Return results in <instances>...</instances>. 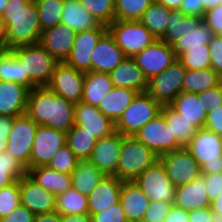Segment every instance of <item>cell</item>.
<instances>
[{"label":"cell","instance_id":"1","mask_svg":"<svg viewBox=\"0 0 222 222\" xmlns=\"http://www.w3.org/2000/svg\"><path fill=\"white\" fill-rule=\"evenodd\" d=\"M74 106L48 86L29 90L26 114L37 124L67 133L74 125Z\"/></svg>","mask_w":222,"mask_h":222},{"label":"cell","instance_id":"2","mask_svg":"<svg viewBox=\"0 0 222 222\" xmlns=\"http://www.w3.org/2000/svg\"><path fill=\"white\" fill-rule=\"evenodd\" d=\"M5 27V49L39 43L42 26L34 0H9L2 15Z\"/></svg>","mask_w":222,"mask_h":222},{"label":"cell","instance_id":"3","mask_svg":"<svg viewBox=\"0 0 222 222\" xmlns=\"http://www.w3.org/2000/svg\"><path fill=\"white\" fill-rule=\"evenodd\" d=\"M22 64L23 77L35 88L48 86L59 63L39 43L10 49Z\"/></svg>","mask_w":222,"mask_h":222},{"label":"cell","instance_id":"4","mask_svg":"<svg viewBox=\"0 0 222 222\" xmlns=\"http://www.w3.org/2000/svg\"><path fill=\"white\" fill-rule=\"evenodd\" d=\"M159 161V156L134 136H123L116 177L122 181H133L147 168Z\"/></svg>","mask_w":222,"mask_h":222},{"label":"cell","instance_id":"5","mask_svg":"<svg viewBox=\"0 0 222 222\" xmlns=\"http://www.w3.org/2000/svg\"><path fill=\"white\" fill-rule=\"evenodd\" d=\"M201 168V174L222 172V136L204 128L185 146Z\"/></svg>","mask_w":222,"mask_h":222},{"label":"cell","instance_id":"6","mask_svg":"<svg viewBox=\"0 0 222 222\" xmlns=\"http://www.w3.org/2000/svg\"><path fill=\"white\" fill-rule=\"evenodd\" d=\"M162 107L147 92L138 93L115 123V131L123 136H133L142 126L160 114Z\"/></svg>","mask_w":222,"mask_h":222},{"label":"cell","instance_id":"7","mask_svg":"<svg viewBox=\"0 0 222 222\" xmlns=\"http://www.w3.org/2000/svg\"><path fill=\"white\" fill-rule=\"evenodd\" d=\"M107 31L126 57H134L157 40L140 21L115 20Z\"/></svg>","mask_w":222,"mask_h":222},{"label":"cell","instance_id":"8","mask_svg":"<svg viewBox=\"0 0 222 222\" xmlns=\"http://www.w3.org/2000/svg\"><path fill=\"white\" fill-rule=\"evenodd\" d=\"M186 69L176 59L166 70L148 80L147 93L162 106L169 105L183 88Z\"/></svg>","mask_w":222,"mask_h":222},{"label":"cell","instance_id":"9","mask_svg":"<svg viewBox=\"0 0 222 222\" xmlns=\"http://www.w3.org/2000/svg\"><path fill=\"white\" fill-rule=\"evenodd\" d=\"M138 141L152 149L159 157L182 146L176 141L162 113L142 126L133 135Z\"/></svg>","mask_w":222,"mask_h":222},{"label":"cell","instance_id":"10","mask_svg":"<svg viewBox=\"0 0 222 222\" xmlns=\"http://www.w3.org/2000/svg\"><path fill=\"white\" fill-rule=\"evenodd\" d=\"M38 125L27 115L14 117L8 137L7 152L30 169L31 150Z\"/></svg>","mask_w":222,"mask_h":222},{"label":"cell","instance_id":"11","mask_svg":"<svg viewBox=\"0 0 222 222\" xmlns=\"http://www.w3.org/2000/svg\"><path fill=\"white\" fill-rule=\"evenodd\" d=\"M159 161L176 187L191 183L201 175L199 164L185 147L161 155Z\"/></svg>","mask_w":222,"mask_h":222},{"label":"cell","instance_id":"12","mask_svg":"<svg viewBox=\"0 0 222 222\" xmlns=\"http://www.w3.org/2000/svg\"><path fill=\"white\" fill-rule=\"evenodd\" d=\"M133 181L148 196L150 201L161 200L173 204L176 186L168 178L160 161L147 168Z\"/></svg>","mask_w":222,"mask_h":222},{"label":"cell","instance_id":"13","mask_svg":"<svg viewBox=\"0 0 222 222\" xmlns=\"http://www.w3.org/2000/svg\"><path fill=\"white\" fill-rule=\"evenodd\" d=\"M133 58L147 80L166 70L176 60L172 45L163 40H155Z\"/></svg>","mask_w":222,"mask_h":222},{"label":"cell","instance_id":"14","mask_svg":"<svg viewBox=\"0 0 222 222\" xmlns=\"http://www.w3.org/2000/svg\"><path fill=\"white\" fill-rule=\"evenodd\" d=\"M85 73L75 70L65 62H59L53 72L48 87L58 96L68 101H82Z\"/></svg>","mask_w":222,"mask_h":222},{"label":"cell","instance_id":"15","mask_svg":"<svg viewBox=\"0 0 222 222\" xmlns=\"http://www.w3.org/2000/svg\"><path fill=\"white\" fill-rule=\"evenodd\" d=\"M107 32V26L99 24L96 28L77 32L72 51L65 60L68 66L87 73L91 71V54L99 39Z\"/></svg>","mask_w":222,"mask_h":222},{"label":"cell","instance_id":"16","mask_svg":"<svg viewBox=\"0 0 222 222\" xmlns=\"http://www.w3.org/2000/svg\"><path fill=\"white\" fill-rule=\"evenodd\" d=\"M65 144L66 133L38 125L31 150L30 168L47 166L57 151Z\"/></svg>","mask_w":222,"mask_h":222},{"label":"cell","instance_id":"17","mask_svg":"<svg viewBox=\"0 0 222 222\" xmlns=\"http://www.w3.org/2000/svg\"><path fill=\"white\" fill-rule=\"evenodd\" d=\"M20 204L33 214H44L56 211V195L48 192L28 174L19 178Z\"/></svg>","mask_w":222,"mask_h":222},{"label":"cell","instance_id":"18","mask_svg":"<svg viewBox=\"0 0 222 222\" xmlns=\"http://www.w3.org/2000/svg\"><path fill=\"white\" fill-rule=\"evenodd\" d=\"M122 137V134L115 131L98 139L87 161L94 164L104 175L116 176Z\"/></svg>","mask_w":222,"mask_h":222},{"label":"cell","instance_id":"19","mask_svg":"<svg viewBox=\"0 0 222 222\" xmlns=\"http://www.w3.org/2000/svg\"><path fill=\"white\" fill-rule=\"evenodd\" d=\"M74 123L84 128V131L94 134L97 139L115 132V123L104 116L97 106L82 101L75 103Z\"/></svg>","mask_w":222,"mask_h":222},{"label":"cell","instance_id":"20","mask_svg":"<svg viewBox=\"0 0 222 222\" xmlns=\"http://www.w3.org/2000/svg\"><path fill=\"white\" fill-rule=\"evenodd\" d=\"M76 33L68 25L60 23L43 30L39 44L58 62H65L72 51Z\"/></svg>","mask_w":222,"mask_h":222},{"label":"cell","instance_id":"21","mask_svg":"<svg viewBox=\"0 0 222 222\" xmlns=\"http://www.w3.org/2000/svg\"><path fill=\"white\" fill-rule=\"evenodd\" d=\"M123 181L116 176L105 175L87 196L88 213H99L120 202V191Z\"/></svg>","mask_w":222,"mask_h":222},{"label":"cell","instance_id":"22","mask_svg":"<svg viewBox=\"0 0 222 222\" xmlns=\"http://www.w3.org/2000/svg\"><path fill=\"white\" fill-rule=\"evenodd\" d=\"M126 56L107 31L96 44L91 54V71L110 73Z\"/></svg>","mask_w":222,"mask_h":222},{"label":"cell","instance_id":"23","mask_svg":"<svg viewBox=\"0 0 222 222\" xmlns=\"http://www.w3.org/2000/svg\"><path fill=\"white\" fill-rule=\"evenodd\" d=\"M150 199L134 181H123L120 191V204L127 222H140L145 217Z\"/></svg>","mask_w":222,"mask_h":222},{"label":"cell","instance_id":"24","mask_svg":"<svg viewBox=\"0 0 222 222\" xmlns=\"http://www.w3.org/2000/svg\"><path fill=\"white\" fill-rule=\"evenodd\" d=\"M173 205L186 211L211 206L205 178L200 175L191 183L176 187Z\"/></svg>","mask_w":222,"mask_h":222},{"label":"cell","instance_id":"25","mask_svg":"<svg viewBox=\"0 0 222 222\" xmlns=\"http://www.w3.org/2000/svg\"><path fill=\"white\" fill-rule=\"evenodd\" d=\"M29 89L22 84L0 80V115L26 114Z\"/></svg>","mask_w":222,"mask_h":222},{"label":"cell","instance_id":"26","mask_svg":"<svg viewBox=\"0 0 222 222\" xmlns=\"http://www.w3.org/2000/svg\"><path fill=\"white\" fill-rule=\"evenodd\" d=\"M109 75L113 87L130 88L138 93L147 91L148 80L133 57H126Z\"/></svg>","mask_w":222,"mask_h":222},{"label":"cell","instance_id":"27","mask_svg":"<svg viewBox=\"0 0 222 222\" xmlns=\"http://www.w3.org/2000/svg\"><path fill=\"white\" fill-rule=\"evenodd\" d=\"M203 104L198 94L182 91L169 106L198 129H201L205 125L208 112Z\"/></svg>","mask_w":222,"mask_h":222},{"label":"cell","instance_id":"28","mask_svg":"<svg viewBox=\"0 0 222 222\" xmlns=\"http://www.w3.org/2000/svg\"><path fill=\"white\" fill-rule=\"evenodd\" d=\"M137 94V91L130 88L113 87L97 107L104 116L116 123Z\"/></svg>","mask_w":222,"mask_h":222},{"label":"cell","instance_id":"29","mask_svg":"<svg viewBox=\"0 0 222 222\" xmlns=\"http://www.w3.org/2000/svg\"><path fill=\"white\" fill-rule=\"evenodd\" d=\"M27 174L56 196L72 188L71 174L58 172L48 166L31 167Z\"/></svg>","mask_w":222,"mask_h":222},{"label":"cell","instance_id":"30","mask_svg":"<svg viewBox=\"0 0 222 222\" xmlns=\"http://www.w3.org/2000/svg\"><path fill=\"white\" fill-rule=\"evenodd\" d=\"M61 23L76 32L96 28L99 23L79 0H65Z\"/></svg>","mask_w":222,"mask_h":222},{"label":"cell","instance_id":"31","mask_svg":"<svg viewBox=\"0 0 222 222\" xmlns=\"http://www.w3.org/2000/svg\"><path fill=\"white\" fill-rule=\"evenodd\" d=\"M113 84L109 73L90 71L85 73L82 102L98 106Z\"/></svg>","mask_w":222,"mask_h":222},{"label":"cell","instance_id":"32","mask_svg":"<svg viewBox=\"0 0 222 222\" xmlns=\"http://www.w3.org/2000/svg\"><path fill=\"white\" fill-rule=\"evenodd\" d=\"M202 23V17H191L185 15L180 10H170L166 35L162 40L172 45L186 33L195 31Z\"/></svg>","mask_w":222,"mask_h":222},{"label":"cell","instance_id":"33","mask_svg":"<svg viewBox=\"0 0 222 222\" xmlns=\"http://www.w3.org/2000/svg\"><path fill=\"white\" fill-rule=\"evenodd\" d=\"M104 176L94 164L79 161L71 174L72 188L88 196Z\"/></svg>","mask_w":222,"mask_h":222},{"label":"cell","instance_id":"34","mask_svg":"<svg viewBox=\"0 0 222 222\" xmlns=\"http://www.w3.org/2000/svg\"><path fill=\"white\" fill-rule=\"evenodd\" d=\"M170 9L156 0L145 10L139 20L157 40H162L166 35L167 22L169 21Z\"/></svg>","mask_w":222,"mask_h":222},{"label":"cell","instance_id":"35","mask_svg":"<svg viewBox=\"0 0 222 222\" xmlns=\"http://www.w3.org/2000/svg\"><path fill=\"white\" fill-rule=\"evenodd\" d=\"M219 83L220 75L211 67L202 70L186 69L182 91L198 94L207 89L219 86Z\"/></svg>","mask_w":222,"mask_h":222},{"label":"cell","instance_id":"36","mask_svg":"<svg viewBox=\"0 0 222 222\" xmlns=\"http://www.w3.org/2000/svg\"><path fill=\"white\" fill-rule=\"evenodd\" d=\"M97 140L94 134L84 131L79 125H74L66 133V144L80 161L88 160Z\"/></svg>","mask_w":222,"mask_h":222},{"label":"cell","instance_id":"37","mask_svg":"<svg viewBox=\"0 0 222 222\" xmlns=\"http://www.w3.org/2000/svg\"><path fill=\"white\" fill-rule=\"evenodd\" d=\"M161 113L170 126L172 134L176 137V141L182 147H185L196 134L198 128L193 123L183 118L182 115L173 110L169 105L163 106Z\"/></svg>","mask_w":222,"mask_h":222},{"label":"cell","instance_id":"38","mask_svg":"<svg viewBox=\"0 0 222 222\" xmlns=\"http://www.w3.org/2000/svg\"><path fill=\"white\" fill-rule=\"evenodd\" d=\"M214 36V32L203 22L195 31L186 33L172 44L176 59L189 52V49L204 48Z\"/></svg>","mask_w":222,"mask_h":222},{"label":"cell","instance_id":"39","mask_svg":"<svg viewBox=\"0 0 222 222\" xmlns=\"http://www.w3.org/2000/svg\"><path fill=\"white\" fill-rule=\"evenodd\" d=\"M0 80L22 84L29 90L34 88L23 77L22 64L10 49L0 50Z\"/></svg>","mask_w":222,"mask_h":222},{"label":"cell","instance_id":"40","mask_svg":"<svg viewBox=\"0 0 222 222\" xmlns=\"http://www.w3.org/2000/svg\"><path fill=\"white\" fill-rule=\"evenodd\" d=\"M56 212L60 215L88 213V199L74 188L56 196Z\"/></svg>","mask_w":222,"mask_h":222},{"label":"cell","instance_id":"41","mask_svg":"<svg viewBox=\"0 0 222 222\" xmlns=\"http://www.w3.org/2000/svg\"><path fill=\"white\" fill-rule=\"evenodd\" d=\"M27 174V168L7 151L0 152V189Z\"/></svg>","mask_w":222,"mask_h":222},{"label":"cell","instance_id":"42","mask_svg":"<svg viewBox=\"0 0 222 222\" xmlns=\"http://www.w3.org/2000/svg\"><path fill=\"white\" fill-rule=\"evenodd\" d=\"M42 31L61 23L65 0H34Z\"/></svg>","mask_w":222,"mask_h":222},{"label":"cell","instance_id":"43","mask_svg":"<svg viewBox=\"0 0 222 222\" xmlns=\"http://www.w3.org/2000/svg\"><path fill=\"white\" fill-rule=\"evenodd\" d=\"M155 0H115V20L139 21Z\"/></svg>","mask_w":222,"mask_h":222},{"label":"cell","instance_id":"44","mask_svg":"<svg viewBox=\"0 0 222 222\" xmlns=\"http://www.w3.org/2000/svg\"><path fill=\"white\" fill-rule=\"evenodd\" d=\"M99 24L108 26L115 21V0H79Z\"/></svg>","mask_w":222,"mask_h":222},{"label":"cell","instance_id":"45","mask_svg":"<svg viewBox=\"0 0 222 222\" xmlns=\"http://www.w3.org/2000/svg\"><path fill=\"white\" fill-rule=\"evenodd\" d=\"M178 60L185 69L202 70L210 67V51L208 45L204 48L189 49V52L182 54Z\"/></svg>","mask_w":222,"mask_h":222},{"label":"cell","instance_id":"46","mask_svg":"<svg viewBox=\"0 0 222 222\" xmlns=\"http://www.w3.org/2000/svg\"><path fill=\"white\" fill-rule=\"evenodd\" d=\"M79 161L69 146L65 144L57 151L47 166L58 172L72 174Z\"/></svg>","mask_w":222,"mask_h":222},{"label":"cell","instance_id":"47","mask_svg":"<svg viewBox=\"0 0 222 222\" xmlns=\"http://www.w3.org/2000/svg\"><path fill=\"white\" fill-rule=\"evenodd\" d=\"M20 204L19 179L0 189V219Z\"/></svg>","mask_w":222,"mask_h":222},{"label":"cell","instance_id":"48","mask_svg":"<svg viewBox=\"0 0 222 222\" xmlns=\"http://www.w3.org/2000/svg\"><path fill=\"white\" fill-rule=\"evenodd\" d=\"M171 202L165 201H150L149 207L145 211V217L143 220L150 222H163L169 212V209L172 207Z\"/></svg>","mask_w":222,"mask_h":222},{"label":"cell","instance_id":"49","mask_svg":"<svg viewBox=\"0 0 222 222\" xmlns=\"http://www.w3.org/2000/svg\"><path fill=\"white\" fill-rule=\"evenodd\" d=\"M92 222H127V218L120 202L99 213L93 214Z\"/></svg>","mask_w":222,"mask_h":222},{"label":"cell","instance_id":"50","mask_svg":"<svg viewBox=\"0 0 222 222\" xmlns=\"http://www.w3.org/2000/svg\"><path fill=\"white\" fill-rule=\"evenodd\" d=\"M208 47L211 59L210 67L219 75H222V36L215 35Z\"/></svg>","mask_w":222,"mask_h":222},{"label":"cell","instance_id":"51","mask_svg":"<svg viewBox=\"0 0 222 222\" xmlns=\"http://www.w3.org/2000/svg\"><path fill=\"white\" fill-rule=\"evenodd\" d=\"M203 22L215 35L222 36V4L204 12Z\"/></svg>","mask_w":222,"mask_h":222},{"label":"cell","instance_id":"52","mask_svg":"<svg viewBox=\"0 0 222 222\" xmlns=\"http://www.w3.org/2000/svg\"><path fill=\"white\" fill-rule=\"evenodd\" d=\"M198 97L204 103L207 111L222 106V88L220 85L198 93Z\"/></svg>","mask_w":222,"mask_h":222},{"label":"cell","instance_id":"53","mask_svg":"<svg viewBox=\"0 0 222 222\" xmlns=\"http://www.w3.org/2000/svg\"><path fill=\"white\" fill-rule=\"evenodd\" d=\"M201 175L205 178L207 195L212 202L222 192V172Z\"/></svg>","mask_w":222,"mask_h":222},{"label":"cell","instance_id":"54","mask_svg":"<svg viewBox=\"0 0 222 222\" xmlns=\"http://www.w3.org/2000/svg\"><path fill=\"white\" fill-rule=\"evenodd\" d=\"M203 128L222 136V106L208 110Z\"/></svg>","mask_w":222,"mask_h":222},{"label":"cell","instance_id":"55","mask_svg":"<svg viewBox=\"0 0 222 222\" xmlns=\"http://www.w3.org/2000/svg\"><path fill=\"white\" fill-rule=\"evenodd\" d=\"M35 214H33L27 207L19 204L7 216L2 217L0 222H33Z\"/></svg>","mask_w":222,"mask_h":222},{"label":"cell","instance_id":"56","mask_svg":"<svg viewBox=\"0 0 222 222\" xmlns=\"http://www.w3.org/2000/svg\"><path fill=\"white\" fill-rule=\"evenodd\" d=\"M14 117L0 115V152H5L8 145V137L13 127Z\"/></svg>","mask_w":222,"mask_h":222},{"label":"cell","instance_id":"57","mask_svg":"<svg viewBox=\"0 0 222 222\" xmlns=\"http://www.w3.org/2000/svg\"><path fill=\"white\" fill-rule=\"evenodd\" d=\"M189 222H217L211 206L188 211Z\"/></svg>","mask_w":222,"mask_h":222},{"label":"cell","instance_id":"58","mask_svg":"<svg viewBox=\"0 0 222 222\" xmlns=\"http://www.w3.org/2000/svg\"><path fill=\"white\" fill-rule=\"evenodd\" d=\"M180 11L185 15L191 17L203 18L204 16L201 0H183L180 7Z\"/></svg>","mask_w":222,"mask_h":222},{"label":"cell","instance_id":"59","mask_svg":"<svg viewBox=\"0 0 222 222\" xmlns=\"http://www.w3.org/2000/svg\"><path fill=\"white\" fill-rule=\"evenodd\" d=\"M163 222H189L188 211L172 205Z\"/></svg>","mask_w":222,"mask_h":222},{"label":"cell","instance_id":"60","mask_svg":"<svg viewBox=\"0 0 222 222\" xmlns=\"http://www.w3.org/2000/svg\"><path fill=\"white\" fill-rule=\"evenodd\" d=\"M61 222H92L89 213L61 215Z\"/></svg>","mask_w":222,"mask_h":222},{"label":"cell","instance_id":"61","mask_svg":"<svg viewBox=\"0 0 222 222\" xmlns=\"http://www.w3.org/2000/svg\"><path fill=\"white\" fill-rule=\"evenodd\" d=\"M33 222H61V215L54 211L51 213L37 214Z\"/></svg>","mask_w":222,"mask_h":222},{"label":"cell","instance_id":"62","mask_svg":"<svg viewBox=\"0 0 222 222\" xmlns=\"http://www.w3.org/2000/svg\"><path fill=\"white\" fill-rule=\"evenodd\" d=\"M211 208L216 220H222V192L211 202Z\"/></svg>","mask_w":222,"mask_h":222},{"label":"cell","instance_id":"63","mask_svg":"<svg viewBox=\"0 0 222 222\" xmlns=\"http://www.w3.org/2000/svg\"><path fill=\"white\" fill-rule=\"evenodd\" d=\"M158 3L164 4L170 10H180L183 0H156Z\"/></svg>","mask_w":222,"mask_h":222},{"label":"cell","instance_id":"64","mask_svg":"<svg viewBox=\"0 0 222 222\" xmlns=\"http://www.w3.org/2000/svg\"><path fill=\"white\" fill-rule=\"evenodd\" d=\"M201 1L204 12L222 4V0H201Z\"/></svg>","mask_w":222,"mask_h":222},{"label":"cell","instance_id":"65","mask_svg":"<svg viewBox=\"0 0 222 222\" xmlns=\"http://www.w3.org/2000/svg\"><path fill=\"white\" fill-rule=\"evenodd\" d=\"M5 35H6L5 23L3 17L0 16V50L5 49Z\"/></svg>","mask_w":222,"mask_h":222},{"label":"cell","instance_id":"66","mask_svg":"<svg viewBox=\"0 0 222 222\" xmlns=\"http://www.w3.org/2000/svg\"><path fill=\"white\" fill-rule=\"evenodd\" d=\"M9 0H0V16L4 14L5 8L7 7Z\"/></svg>","mask_w":222,"mask_h":222},{"label":"cell","instance_id":"67","mask_svg":"<svg viewBox=\"0 0 222 222\" xmlns=\"http://www.w3.org/2000/svg\"><path fill=\"white\" fill-rule=\"evenodd\" d=\"M219 85H220L221 88H222V75H220V83H219Z\"/></svg>","mask_w":222,"mask_h":222}]
</instances>
